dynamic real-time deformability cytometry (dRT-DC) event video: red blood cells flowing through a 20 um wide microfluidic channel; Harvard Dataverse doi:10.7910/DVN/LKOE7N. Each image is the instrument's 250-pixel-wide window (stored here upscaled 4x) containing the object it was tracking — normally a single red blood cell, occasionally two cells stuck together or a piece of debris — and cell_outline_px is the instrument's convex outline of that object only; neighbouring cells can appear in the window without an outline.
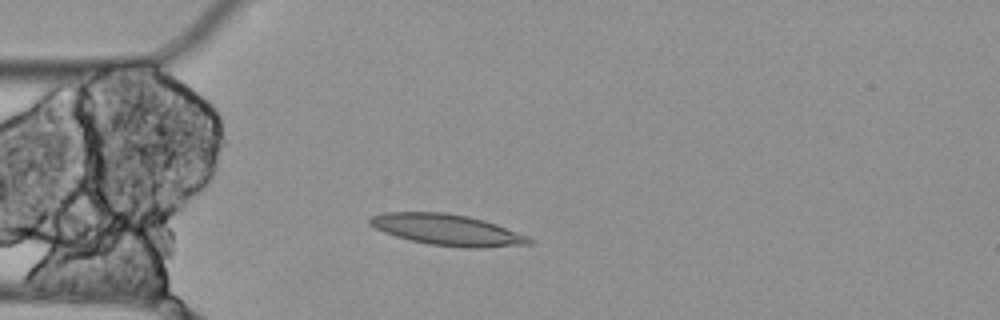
{"species": "Egyptian fruit bat (a non-hibernating species)", "species_latin": "Rousettus aegyptiacus", "temperature_condition": "cold", "stored_images_in_passage": 4, "camera_frame_rate_fps": 3000, "um_per_image_px": 0.085, "animal": {"sex": "female"}, "frame": {"image": 1, "passage_image": 3, "time_ms": 0.667, "image_size_px": [1000, 320], "cell_outline_px": [[532, 244], [480, 248], [464, 248], [428, 244], [396, 236], [384, 232], [368, 224], [368, 220], [372, 216], [384, 212], [444, 212], [468, 216], [484, 220], [496, 224], [528, 236], [532, 240]], "centroid_in_image_um": [38.02, 19.53], "position_along_channel_um": 47.0, "area_um2": 28.84}}